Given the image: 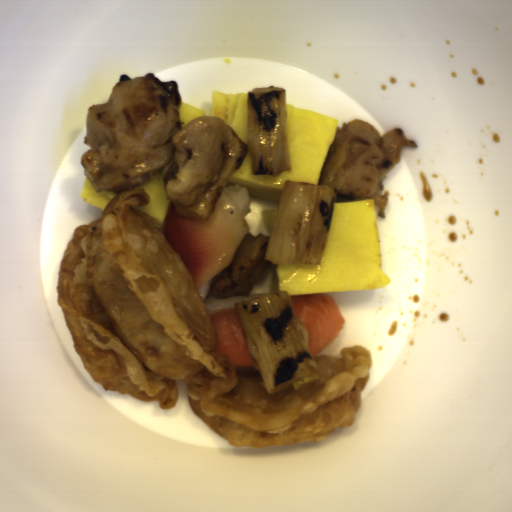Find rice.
<instances>
[{"instance_id": "2", "label": "rice", "mask_w": 512, "mask_h": 512, "mask_svg": "<svg viewBox=\"0 0 512 512\" xmlns=\"http://www.w3.org/2000/svg\"><path fill=\"white\" fill-rule=\"evenodd\" d=\"M223 189H226L227 192L231 195V197L238 204L244 216L248 214L250 211L251 205V196L248 188L242 187L239 184H234L231 186H224Z\"/></svg>"}, {"instance_id": "1", "label": "rice", "mask_w": 512, "mask_h": 512, "mask_svg": "<svg viewBox=\"0 0 512 512\" xmlns=\"http://www.w3.org/2000/svg\"><path fill=\"white\" fill-rule=\"evenodd\" d=\"M212 280H207L203 284V286L198 290L210 314L217 310H221V309H225V308H238L237 302L246 301V300L255 299V298L269 295L267 293L266 294H249L247 296L211 297V298L205 299L206 292H207Z\"/></svg>"}]
</instances>
